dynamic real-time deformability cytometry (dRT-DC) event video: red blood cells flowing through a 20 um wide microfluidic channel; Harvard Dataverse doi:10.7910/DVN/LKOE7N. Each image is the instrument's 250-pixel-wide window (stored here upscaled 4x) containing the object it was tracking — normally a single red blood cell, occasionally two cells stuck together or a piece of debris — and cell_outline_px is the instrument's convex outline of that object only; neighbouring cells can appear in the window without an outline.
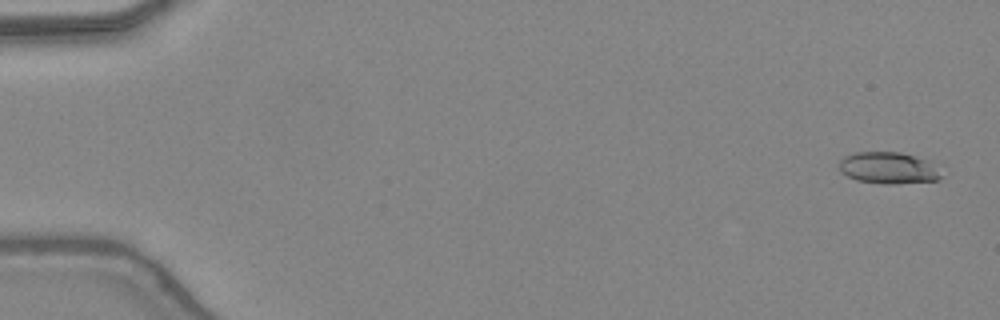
{"species": "common noctule bat (a hibernating species)", "species_latin": "Nyctalus noctula", "temperature_condition": "warm", "stored_images_in_passage": 47, "camera_frame_rate_fps": 3000, "um_per_image_px": 0.085, "animal": {"sex": "female", "body_mass_g": 24.6, "forearm_length_mm": 56.2}, "frame": {"image": 1, "passage_image": 2, "time_ms": 0.333, "image_size_px": [1000, 320], "cell_outline_px": [[940, 176], [936, 180], [896, 184], [884, 184], [856, 180], [840, 172], [840, 160], [844, 156], [856, 152], [900, 152], [928, 160]], "centroid_in_image_um": [75.43, 14.27], "position_along_channel_um": 9.6, "area_um2": 18.5}}
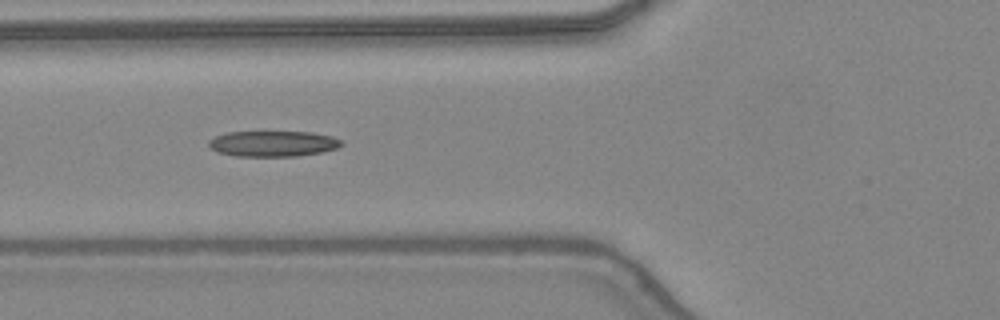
{"frame": {"image": 2, "passage_image": 19, "time_ms": 6.0, "image_size_px": [1000, 320], "cell_outline_px": [[344, 144], [336, 148], [320, 152], [296, 156], [236, 156], [216, 152], [208, 144], [208, 140], [216, 136], [228, 132], [312, 132], [332, 136], [340, 140]], "centroid_in_image_um": [23.19, 12.21], "position_along_channel_um": 102.6, "area_um2": 19.77}}
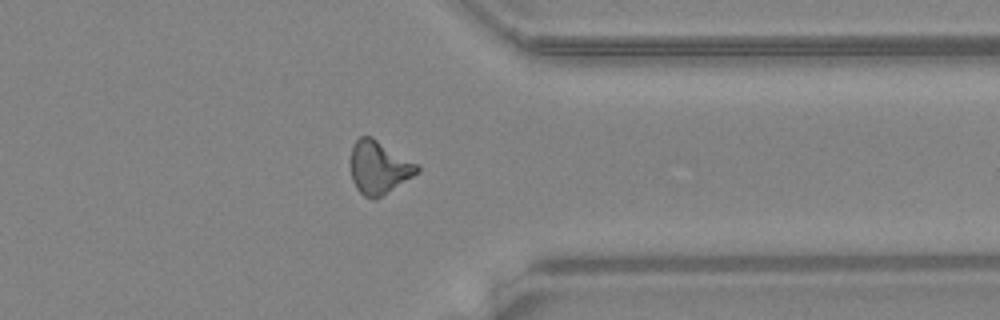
{"frame": {"image": 3, "passage_image": 38, "time_ms": 12.333, "image_size_px": [1000, 320], "cell_outline_px": [[420, 172], [376, 200], [372, 200], [364, 196], [356, 188], [352, 180], [352, 144], [360, 136], [372, 136], [420, 164]], "centroid_in_image_um": [32.25, 14.23], "position_along_channel_um": 379.1, "area_um2": 20.87}, "authors_computed_cell_mechanics": {"area_um2": 19.4208, "velocity_mm_per_s": 4.4387, "shape_relaxation_time_tau1_ms": null, "shape_relaxation_time_tau2_ms": 4.4689, "deformation_change_tau1": null, "deformation_change_tau2": 0.1563}}